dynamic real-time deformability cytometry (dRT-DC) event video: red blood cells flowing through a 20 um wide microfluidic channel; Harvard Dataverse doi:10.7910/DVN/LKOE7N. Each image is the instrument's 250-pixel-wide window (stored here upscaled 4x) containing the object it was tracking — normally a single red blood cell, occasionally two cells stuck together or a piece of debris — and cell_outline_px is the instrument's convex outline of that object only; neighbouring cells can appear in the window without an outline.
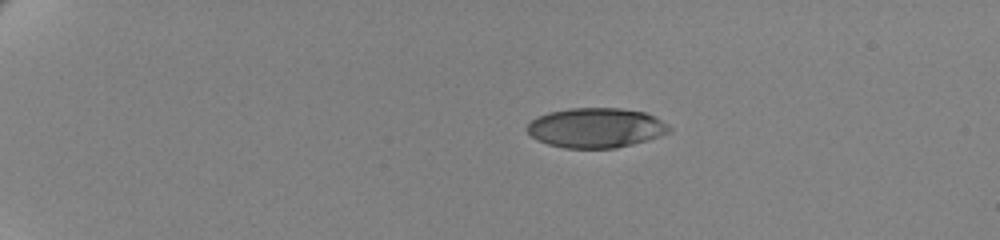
{"species": "human", "species_latin": "Homo sapiens", "temperature_condition": "cold", "stored_images_in_passage": 48, "camera_frame_rate_fps": 3000, "um_per_image_px": 0.085, "donor": {"sex": "female"}, "frame": {"image": 1, "passage_image": 1, "time_ms": 0.0, "image_size_px": [1000, 240], "cell_outline_px": [[672, 128], [668, 132], [632, 144], [616, 148], [564, 148], [548, 144], [536, 140], [524, 128], [536, 116], [548, 112], [568, 108], [620, 108], [644, 112], [668, 124]], "centroid_in_image_um": [50.58, 10.86], "position_along_channel_um": 34.4, "area_um2": 32.83}}
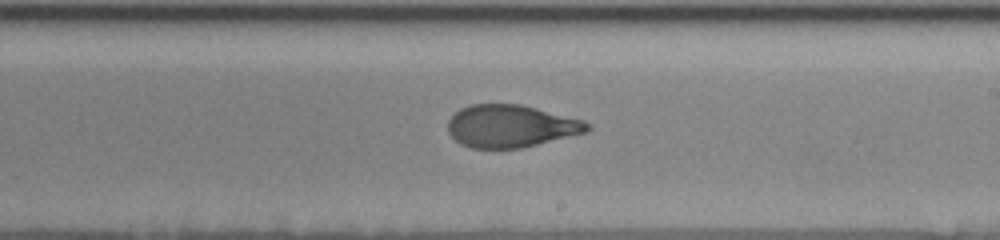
{"frame": {"image": 2, "passage_image": 27, "time_ms": 8.667, "image_size_px": [1000, 240], "cell_outline_px": [[592, 128], [584, 132], [520, 148], [472, 148], [460, 144], [448, 132], [448, 120], [460, 108], [468, 104], [520, 104], [584, 120], [592, 124]], "centroid_in_image_um": [43.4, 10.71], "position_along_channel_um": 245.6, "area_um2": 34.28}}
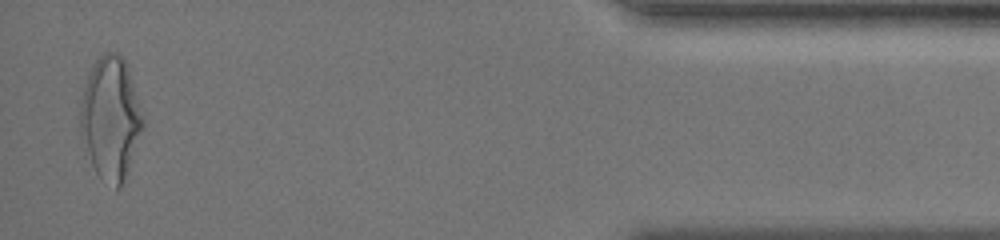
{"frame": {"image": 3, "passage_image": 47, "time_ms": 15.333, "image_size_px": [1000, 240], "cell_outline_px": [[144, 128], [124, 180], [120, 188], [116, 188], [100, 176], [96, 172], [92, 164], [80, 132], [80, 104], [84, 88], [88, 76], [96, 60], [104, 52], [112, 52], [120, 56], [124, 60], [128, 68], [144, 120]], "centroid_in_image_um": [9.41, 10.05], "position_along_channel_um": 425.8, "area_um2": 43.93}, "authors_computed_cell_mechanics": {"area_um2": 35.2869, "velocity_mm_per_s": 3.4893, "shape_relaxation_time_tau1_ms": 3.7931, "shape_relaxation_time_tau2_ms": 1.3824, "deformation_change_tau1": 0.2004, "deformation_change_tau2": 0.078}}